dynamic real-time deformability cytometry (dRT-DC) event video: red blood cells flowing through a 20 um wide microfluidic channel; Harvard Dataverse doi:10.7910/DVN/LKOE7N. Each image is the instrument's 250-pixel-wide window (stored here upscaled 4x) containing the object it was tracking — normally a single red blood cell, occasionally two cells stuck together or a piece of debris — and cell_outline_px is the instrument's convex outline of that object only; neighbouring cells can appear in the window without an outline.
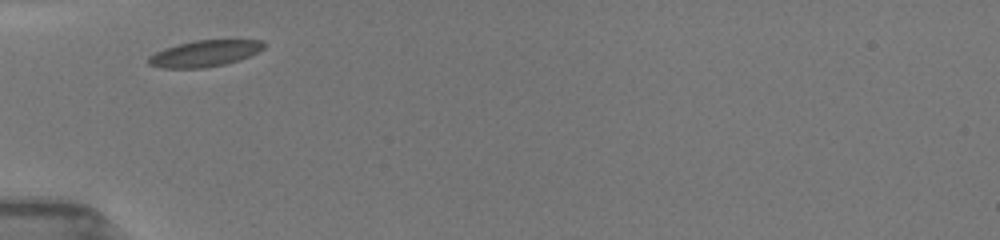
{"species": "common noctule bat (a hibernating species)", "species_latin": "Nyctalus noctula", "temperature_condition": "room temperature", "stored_images_in_passage": 6, "camera_frame_rate_fps": 3000, "um_per_image_px": 0.085, "animal": {"sex": "female", "body_mass_g": 19.5, "forearm_length_mm": 54.1}, "frame": {"image": 1, "passage_image": 1, "time_ms": 0.0, "image_size_px": [1000, 240], "cell_outline_px": [[264, 48], [240, 60], [224, 64], [204, 68], [160, 68], [148, 64], [148, 56], [164, 48], [176, 44], [196, 40], [264, 40]], "centroid_in_image_um": [17.36, 4.55], "position_along_channel_um": 67.6, "area_um2": 17.69}}
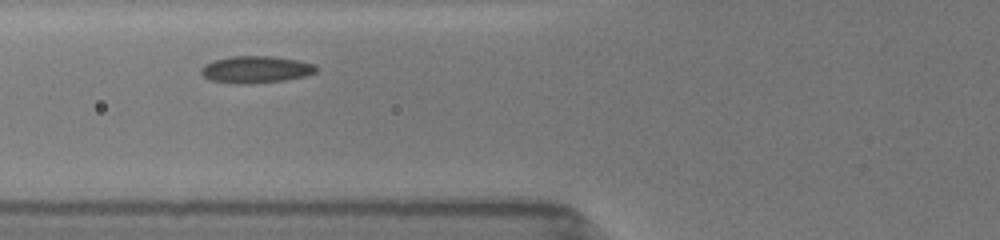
{"frame": {"image": 2, "passage_image": 5, "time_ms": 1.0, "image_size_px": [1000, 240], "cell_outline_px": [[320, 68], [316, 72], [304, 76], [284, 80], [248, 84], [240, 84], [208, 80], [200, 72], [200, 68], [204, 64], [216, 60], [232, 56], [272, 56], [300, 60], [316, 64]], "centroid_in_image_um": [21.78, 5.9], "position_along_channel_um": 104.0, "area_um2": 18.26}}